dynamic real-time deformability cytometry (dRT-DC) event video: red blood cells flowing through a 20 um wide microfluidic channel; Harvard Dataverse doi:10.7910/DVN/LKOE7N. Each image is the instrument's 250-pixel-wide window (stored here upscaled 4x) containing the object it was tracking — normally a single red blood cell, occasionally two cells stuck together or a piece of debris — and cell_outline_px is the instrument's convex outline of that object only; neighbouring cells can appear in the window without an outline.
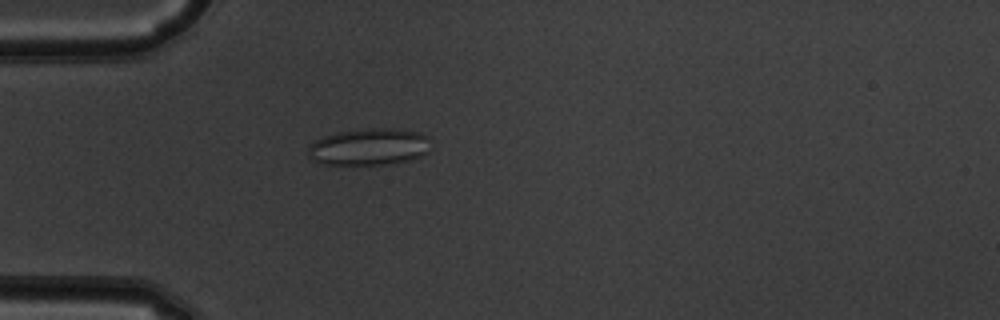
{"species": "common noctule bat (a hibernating species)", "species_latin": "Nyctalus noctula", "temperature_condition": "warm", "stored_images_in_passage": 51, "camera_frame_rate_fps": 3000, "um_per_image_px": 0.085, "animal": {"sex": "male", "body_mass_g": 19.5, "forearm_length_mm": 54.6}, "frame": {"image": 1, "passage_image": 15, "time_ms": 4.667, "image_size_px": [1000, 320], "cell_outline_px": [[428, 152], [420, 156], [408, 160], [384, 164], [324, 164], [312, 160], [308, 156], [308, 148], [316, 140], [324, 136], [336, 132], [368, 128], [392, 128], [420, 132], [428, 136]], "centroid_in_image_um": [31.36, 12.47], "position_along_channel_um": 53.6, "area_um2": 26.18}}
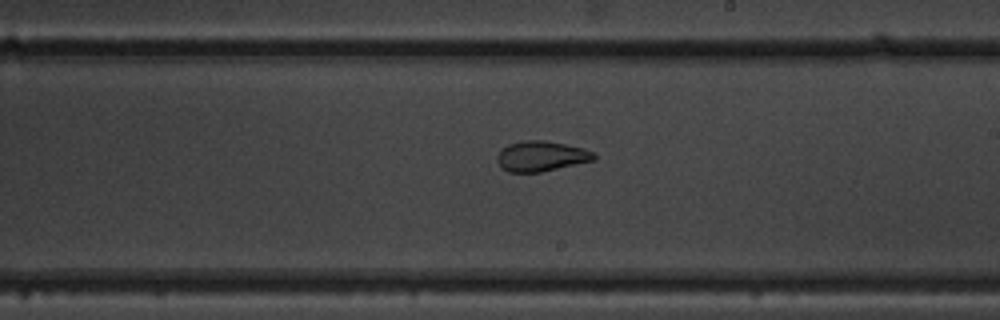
{"frame": {"image": 2, "passage_image": 30, "time_ms": 9.667, "image_size_px": [1000, 320], "cell_outline_px": [[596, 160], [540, 172], [508, 172], [500, 168], [496, 160], [496, 156], [508, 144], [524, 140], [544, 140], [584, 148], [592, 152], [596, 156]], "centroid_in_image_um": [45.99, 13.28], "position_along_channel_um": 243.0, "area_um2": 17.11}}
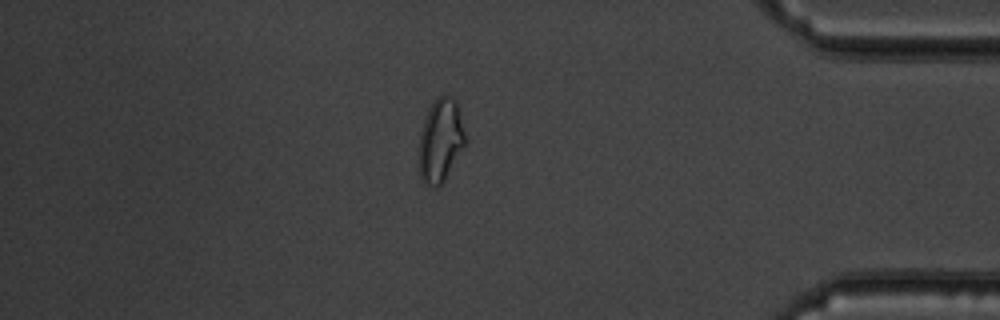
{"frame": {"image": 3, "passage_image": 44, "time_ms": 14.333, "image_size_px": [1000, 320], "cell_outline_px": [[464, 148], [444, 180], [436, 188], [432, 188], [424, 184], [420, 180], [420, 132], [428, 108], [436, 96], [452, 96], [460, 104], [464, 136]], "centroid_in_image_um": [37.45, 11.91], "position_along_channel_um": 397.7, "area_um2": 22.6}, "authors_computed_cell_mechanics": {"area_um2": 22.4264, "velocity_mm_per_s": 3.966, "shape_relaxation_time_tau1_ms": null, "shape_relaxation_time_tau2_ms": 1.1903, "deformation_change_tau1": null, "deformation_change_tau2": 0.0697}}